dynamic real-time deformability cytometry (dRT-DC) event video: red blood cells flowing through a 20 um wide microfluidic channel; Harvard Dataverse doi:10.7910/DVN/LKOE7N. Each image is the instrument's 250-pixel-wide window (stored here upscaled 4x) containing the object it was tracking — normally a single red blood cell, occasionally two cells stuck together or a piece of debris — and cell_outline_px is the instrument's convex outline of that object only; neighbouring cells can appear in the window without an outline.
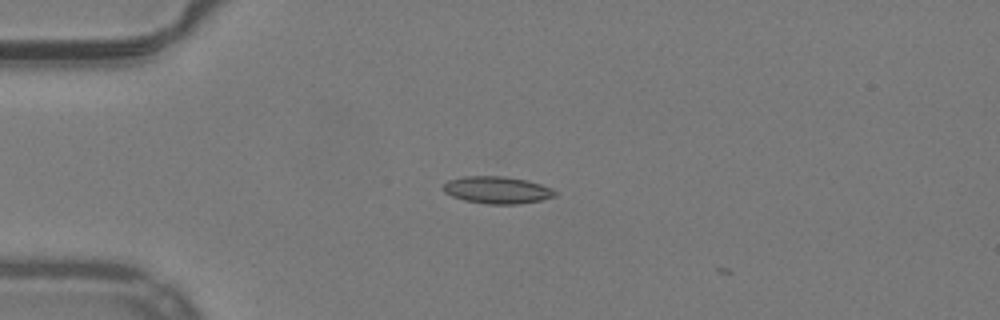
{"species": "common noctule bat (a hibernating species)", "species_latin": "Nyctalus noctula", "temperature_condition": "warm", "stored_images_in_passage": 3, "camera_frame_rate_fps": 3000, "um_per_image_px": 0.085, "animal": {"sex": "male", "body_mass_g": 19.2, "forearm_length_mm": 51.8}, "frame": {"image": 1, "passage_image": 2, "time_ms": 0.333, "image_size_px": [1000, 320], "cell_outline_px": [[556, 196], [540, 200], [516, 204], [488, 204], [464, 200], [452, 196], [444, 192], [444, 184], [448, 180], [464, 176], [504, 176], [528, 180], [552, 188], [556, 192]], "centroid_in_image_um": [42.26, 16.14], "position_along_channel_um": 42.7, "area_um2": 17.63}}